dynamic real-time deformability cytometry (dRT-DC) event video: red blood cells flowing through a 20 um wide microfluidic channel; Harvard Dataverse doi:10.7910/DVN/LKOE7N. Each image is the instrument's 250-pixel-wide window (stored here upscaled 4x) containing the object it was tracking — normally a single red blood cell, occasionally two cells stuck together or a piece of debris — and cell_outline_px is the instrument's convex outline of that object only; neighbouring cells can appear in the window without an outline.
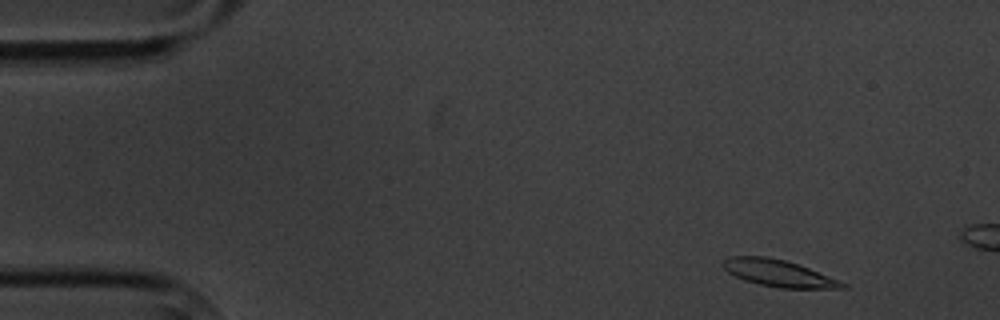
{"species": "common noctule bat (a hibernating species)", "species_latin": "Nyctalus noctula", "temperature_condition": "cold", "stored_images_in_passage": 4, "camera_frame_rate_fps": 3000, "um_per_image_px": 0.085, "animal": {"sex": "male", "body_mass_g": 20.1, "forearm_length_mm": 53.5}, "frame": {"image": 1, "passage_image": 1, "time_ms": 0.0, "image_size_px": [1000, 320], "cell_outline_px": [[848, 288], [780, 288], [760, 284], [744, 280], [728, 272], [720, 264], [720, 260], [728, 256], [764, 256], [784, 260], [808, 268], [840, 280], [848, 284]], "centroid_in_image_um": [66.14, 23.22], "position_along_channel_um": 18.9, "area_um2": 18.61}}